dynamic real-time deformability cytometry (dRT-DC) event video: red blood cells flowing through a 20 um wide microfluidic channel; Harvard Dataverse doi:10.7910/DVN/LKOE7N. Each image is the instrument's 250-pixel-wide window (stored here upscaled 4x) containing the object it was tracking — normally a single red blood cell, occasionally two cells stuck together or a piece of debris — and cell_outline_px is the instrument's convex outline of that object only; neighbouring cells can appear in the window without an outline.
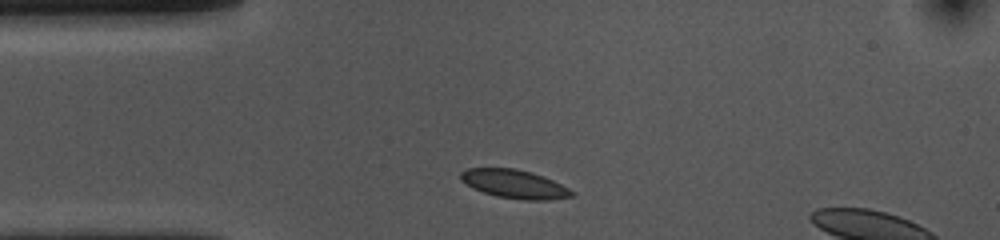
{"species": "common noctule bat (a hibernating species)", "species_latin": "Nyctalus noctula", "temperature_condition": "cold", "stored_images_in_passage": 34, "camera_frame_rate_fps": 3000, "um_per_image_px": 0.085, "animal": {"sex": "female", "body_mass_g": 10.0, "forearm_length_mm": 53.1}, "frame": {"image": 1, "passage_image": 3, "time_ms": 0.667, "image_size_px": [1000, 240], "cell_outline_px": [[576, 192], [572, 196], [548, 200], [524, 200], [496, 196], [472, 188], [460, 180], [460, 172], [468, 168], [516, 168], [532, 172], [544, 176]], "centroid_in_image_um": [43.71, 15.63], "position_along_channel_um": 41.3, "area_um2": 18.55}}
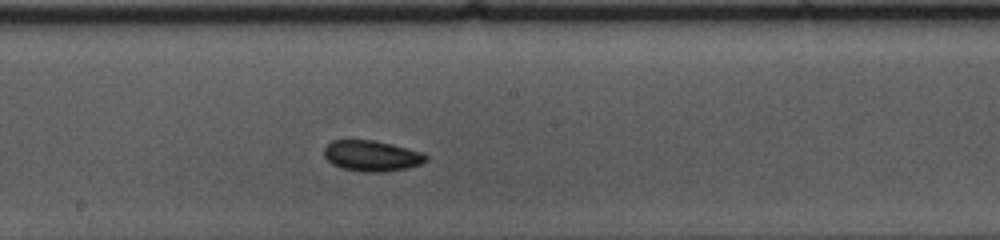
{"frame": {"image": 2, "passage_image": 19, "time_ms": 6.0, "image_size_px": [1000, 240], "cell_outline_px": [[428, 160], [420, 164], [408, 168], [384, 172], [364, 172], [344, 168], [332, 164], [324, 156], [324, 148], [332, 140], [372, 140], [392, 144], [424, 152], [428, 156]], "centroid_in_image_um": [31.63, 13.24], "position_along_channel_um": 216.6, "area_um2": 18.32}}
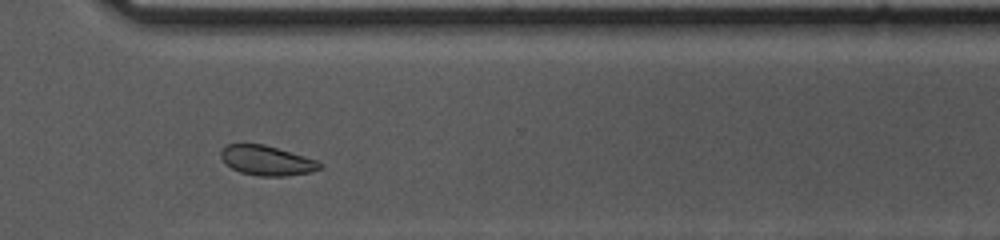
{"frame": {"image": 3, "passage_image": 30, "time_ms": 9.667, "image_size_px": [1000, 240], "cell_outline_px": [[324, 164], [320, 168], [312, 172], [288, 176], [260, 176], [240, 172], [224, 164], [220, 156], [220, 152], [228, 144], [240, 140], [244, 140], [264, 144], [304, 156], [316, 160]], "centroid_in_image_um": [22.61, 13.6], "position_along_channel_um": 348.0, "area_um2": 17.74}, "authors_computed_cell_mechanics": {"area_um2": 18.0625, "velocity_mm_per_s": 3.582, "shape_relaxation_time_tau1_ms": 2.6767, "shape_relaxation_time_tau2_ms": null, "deformation_change_tau1": 0.0519, "deformation_change_tau2": null}}